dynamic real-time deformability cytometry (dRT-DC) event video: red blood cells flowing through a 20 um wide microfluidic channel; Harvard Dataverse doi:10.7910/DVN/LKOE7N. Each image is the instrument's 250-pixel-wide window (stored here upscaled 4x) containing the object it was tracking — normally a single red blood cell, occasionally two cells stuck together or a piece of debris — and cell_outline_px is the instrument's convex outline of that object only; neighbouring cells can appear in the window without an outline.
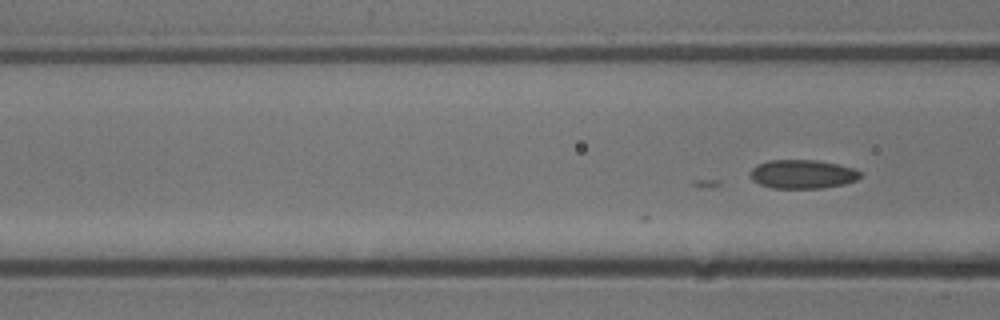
{"species": "common noctule bat (a hibernating species)", "species_latin": "Nyctalus noctula", "temperature_condition": "cold", "stored_images_in_passage": 3, "camera_frame_rate_fps": 3000, "um_per_image_px": 0.085, "animal": {"sex": "male", "body_mass_g": 13.3}, "frame": {"image": 1, "passage_image": 3, "time_ms": 0.667, "image_size_px": [1000, 320], "cell_outline_px": [[860, 176], [856, 180], [844, 184], [824, 188], [772, 188], [760, 184], [752, 180], [752, 168], [756, 164], [768, 160], [816, 160], [836, 164], [852, 168], [860, 172]], "centroid_in_image_um": [68.19, 14.8], "position_along_channel_um": 98.4, "area_um2": 18.32}}